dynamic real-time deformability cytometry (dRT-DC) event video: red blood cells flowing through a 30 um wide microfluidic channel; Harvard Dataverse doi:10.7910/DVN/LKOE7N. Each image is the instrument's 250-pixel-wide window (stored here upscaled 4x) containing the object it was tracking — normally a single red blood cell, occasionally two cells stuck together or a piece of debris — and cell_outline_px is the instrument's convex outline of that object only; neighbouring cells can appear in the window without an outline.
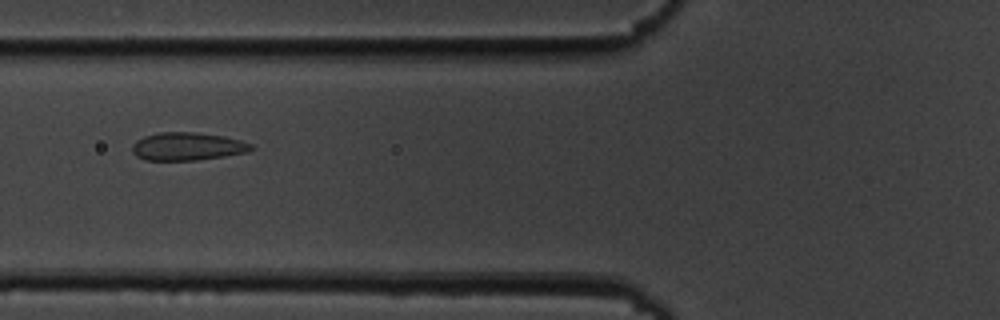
{"species": "common noctule bat (a hibernating species)", "species_latin": "Nyctalus noctula", "temperature_condition": "cold", "stored_images_in_passage": 38, "camera_frame_rate_fps": 3000, "um_per_image_px": 0.085, "animal": {"sex": "male", "body_mass_g": 19.5, "forearm_length_mm": 54.6}, "frame": {"image": 1, "passage_image": 4, "time_ms": 1.0, "image_size_px": [1000, 320], "cell_outline_px": [[252, 148], [248, 152], [224, 156], [196, 160], [144, 160], [136, 156], [132, 152], [132, 144], [136, 140], [144, 136], [160, 132], [196, 132], [224, 136], [240, 140], [252, 144]], "centroid_in_image_um": [15.9, 12.44], "position_along_channel_um": 109.9, "area_um2": 19.42}}
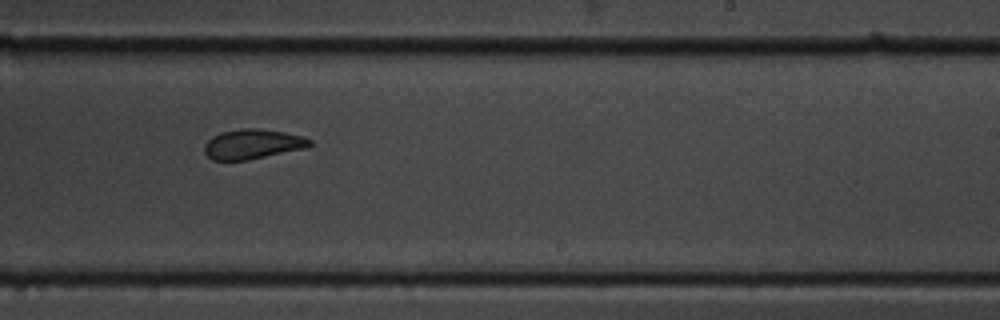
{"frame": {"image": 2, "passage_image": 17, "time_ms": 5.333, "image_size_px": [1000, 320], "cell_outline_px": [[312, 144], [308, 148], [248, 160], [212, 160], [204, 152], [204, 144], [212, 136], [220, 132], [244, 128], [252, 128], [284, 132], [300, 136], [312, 140]], "centroid_in_image_um": [21.46, 12.26], "position_along_channel_um": 267.5, "area_um2": 18.32}}
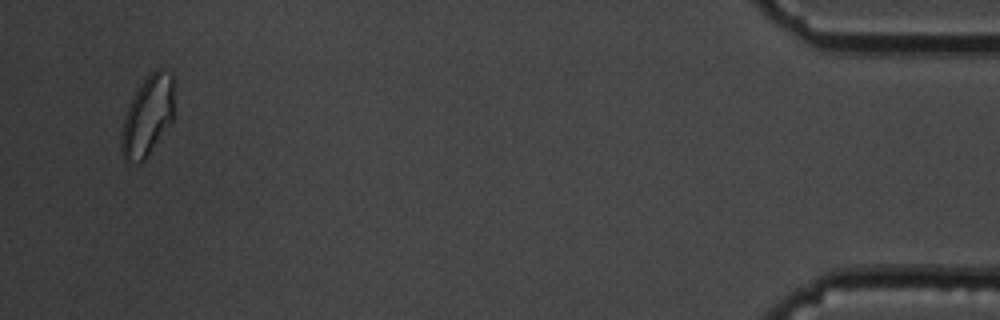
{"frame": {"image": 3, "passage_image": 36, "time_ms": 11.667, "image_size_px": [1000, 320], "cell_outline_px": [[172, 120], [144, 160], [140, 164], [136, 164], [124, 160], [120, 152], [120, 132], [124, 116], [140, 84], [156, 68], [164, 68], [172, 72]], "centroid_in_image_um": [12.5, 9.89], "position_along_channel_um": 422.7, "area_um2": 24.39}}